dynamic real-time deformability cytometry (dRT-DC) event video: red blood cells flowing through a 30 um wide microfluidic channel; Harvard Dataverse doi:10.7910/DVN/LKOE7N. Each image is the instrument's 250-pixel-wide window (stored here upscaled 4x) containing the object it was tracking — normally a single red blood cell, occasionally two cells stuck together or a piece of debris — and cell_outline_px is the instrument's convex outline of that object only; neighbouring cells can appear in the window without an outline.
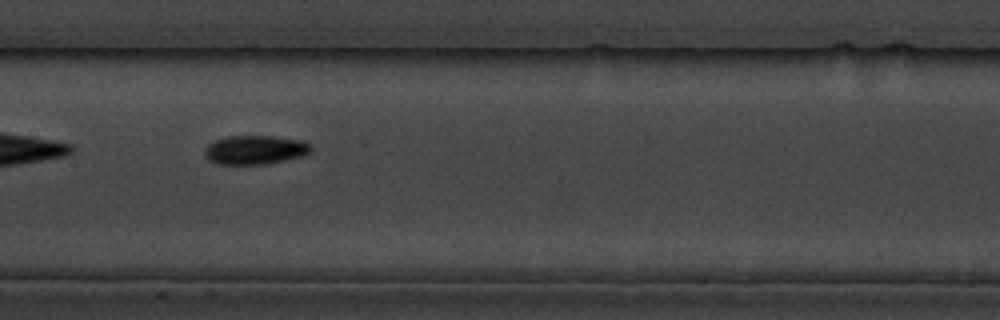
{"species": "common noctule bat (a hibernating species)", "species_latin": "Nyctalus noctula", "temperature_condition": "cold", "stored_images_in_passage": 9, "camera_frame_rate_fps": 3000, "um_per_image_px": 0.085, "animal": {"sex": "male", "body_mass_g": 19.5, "forearm_length_mm": 54.6}, "frame": {"image": 1, "passage_image": 6, "time_ms": 5.667, "image_size_px": [1000, 320], "cell_outline_px": [[312, 152], [304, 156], [264, 164], [216, 164], [208, 160], [204, 156], [204, 148], [208, 144], [216, 140], [228, 136], [272, 136], [304, 140], [312, 144]], "centroid_in_image_um": [21.7, 12.73], "position_along_channel_um": 185.7, "area_um2": 18.21}}